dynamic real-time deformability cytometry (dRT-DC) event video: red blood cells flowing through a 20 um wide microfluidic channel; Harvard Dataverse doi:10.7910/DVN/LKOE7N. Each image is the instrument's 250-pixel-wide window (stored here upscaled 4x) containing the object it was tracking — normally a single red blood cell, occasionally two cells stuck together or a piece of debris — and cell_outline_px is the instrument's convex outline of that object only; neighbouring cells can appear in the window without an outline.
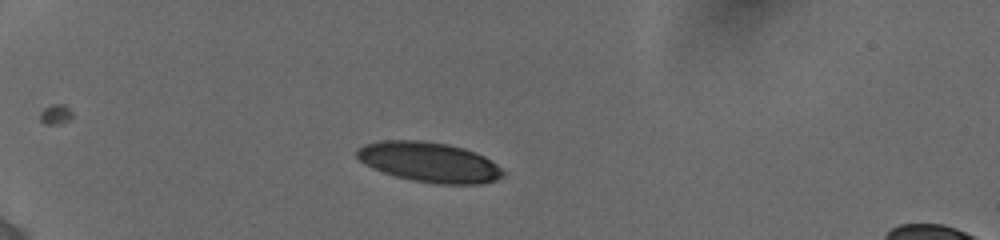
{"species": "human", "species_latin": "Homo sapiens", "temperature_condition": "cold", "stored_images_in_passage": 34, "camera_frame_rate_fps": 3000, "um_per_image_px": 0.085, "donor": {"sex": "female"}, "frame": {"image": 1, "passage_image": 7, "time_ms": 2.333, "image_size_px": [1000, 240], "cell_outline_px": [[504, 176], [496, 180], [480, 184], [436, 184], [412, 180], [396, 176], [372, 168], [364, 164], [356, 156], [356, 148], [364, 144], [380, 140], [420, 140], [448, 144], [464, 148], [476, 152], [484, 156], [496, 164], [504, 172]], "centroid_in_image_um": [36.47, 13.77], "position_along_channel_um": 48.5, "area_um2": 34.22}}
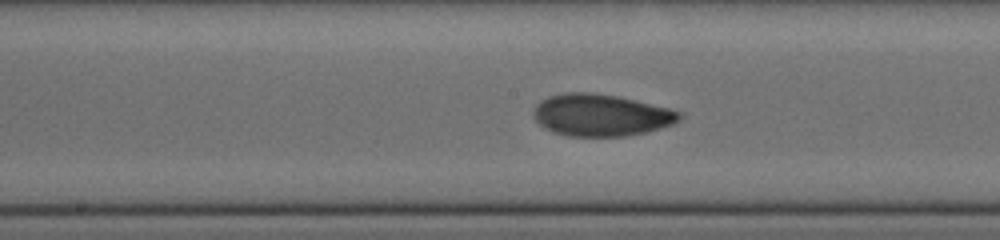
{"frame": {"image": 2, "passage_image": 22, "time_ms": 7.333, "image_size_px": [1000, 240], "cell_outline_px": [[680, 120], [672, 124], [648, 132], [628, 136], [568, 136], [552, 132], [544, 128], [532, 116], [532, 112], [536, 104], [540, 100], [548, 96], [564, 92], [592, 92], [616, 96], [668, 108], [680, 112]], "centroid_in_image_um": [51.02, 9.79], "position_along_channel_um": 197.2, "area_um2": 35.78}}
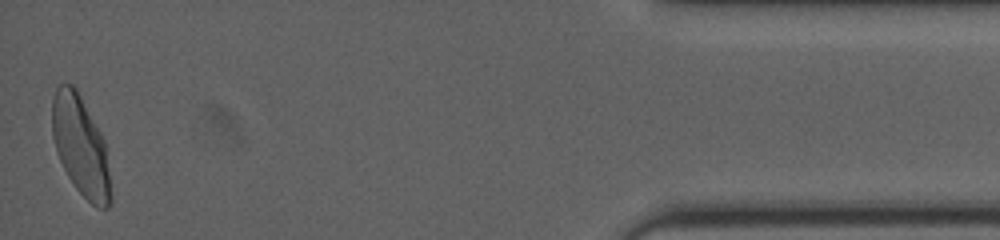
{"frame": {"image": 3, "passage_image": 34, "time_ms": 15.0, "image_size_px": [1000, 240], "cell_outline_px": [[112, 204], [108, 208], [96, 208], [76, 188], [68, 176], [60, 160], [52, 136], [52, 100], [56, 88], [60, 84], [72, 84], [76, 88], [100, 132], [104, 140], [112, 196]], "centroid_in_image_um": [6.86, 12.44], "position_along_channel_um": 428.3, "area_um2": 33.7}, "authors_computed_cell_mechanics": {"area_um2": 34.7089, "velocity_mm_per_s": 3.8673, "shape_relaxation_time_tau1_ms": 5.6157, "shape_relaxation_time_tau2_ms": 1.842, "deformation_change_tau1": 0.1773, "deformation_change_tau2": 0.0678}}